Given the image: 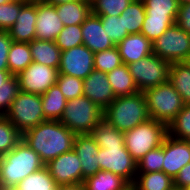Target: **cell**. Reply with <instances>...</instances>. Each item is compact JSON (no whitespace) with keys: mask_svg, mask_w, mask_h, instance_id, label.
<instances>
[{"mask_svg":"<svg viewBox=\"0 0 190 190\" xmlns=\"http://www.w3.org/2000/svg\"><path fill=\"white\" fill-rule=\"evenodd\" d=\"M75 134L58 120H46L22 134V140L46 165L73 149Z\"/></svg>","mask_w":190,"mask_h":190,"instance_id":"obj_1","label":"cell"},{"mask_svg":"<svg viewBox=\"0 0 190 190\" xmlns=\"http://www.w3.org/2000/svg\"><path fill=\"white\" fill-rule=\"evenodd\" d=\"M44 166L39 155L21 140L0 157V189L13 190L28 175Z\"/></svg>","mask_w":190,"mask_h":190,"instance_id":"obj_2","label":"cell"},{"mask_svg":"<svg viewBox=\"0 0 190 190\" xmlns=\"http://www.w3.org/2000/svg\"><path fill=\"white\" fill-rule=\"evenodd\" d=\"M103 118L121 132L131 130L147 121L150 117L143 92L116 97L103 110Z\"/></svg>","mask_w":190,"mask_h":190,"instance_id":"obj_3","label":"cell"},{"mask_svg":"<svg viewBox=\"0 0 190 190\" xmlns=\"http://www.w3.org/2000/svg\"><path fill=\"white\" fill-rule=\"evenodd\" d=\"M167 135L166 124L149 118L124 132V145L133 159L138 162L147 152L162 145Z\"/></svg>","mask_w":190,"mask_h":190,"instance_id":"obj_4","label":"cell"},{"mask_svg":"<svg viewBox=\"0 0 190 190\" xmlns=\"http://www.w3.org/2000/svg\"><path fill=\"white\" fill-rule=\"evenodd\" d=\"M143 94L146 99L149 117L167 126L185 105L181 95L169 81L145 90Z\"/></svg>","mask_w":190,"mask_h":190,"instance_id":"obj_5","label":"cell"},{"mask_svg":"<svg viewBox=\"0 0 190 190\" xmlns=\"http://www.w3.org/2000/svg\"><path fill=\"white\" fill-rule=\"evenodd\" d=\"M103 119V110L83 96L67 101L60 122L75 135L90 134Z\"/></svg>","mask_w":190,"mask_h":190,"instance_id":"obj_6","label":"cell"},{"mask_svg":"<svg viewBox=\"0 0 190 190\" xmlns=\"http://www.w3.org/2000/svg\"><path fill=\"white\" fill-rule=\"evenodd\" d=\"M22 134L46 121L41 95L19 91L4 115Z\"/></svg>","mask_w":190,"mask_h":190,"instance_id":"obj_7","label":"cell"},{"mask_svg":"<svg viewBox=\"0 0 190 190\" xmlns=\"http://www.w3.org/2000/svg\"><path fill=\"white\" fill-rule=\"evenodd\" d=\"M171 63L153 53L128 65L129 72L139 91L143 92L167 83Z\"/></svg>","mask_w":190,"mask_h":190,"instance_id":"obj_8","label":"cell"},{"mask_svg":"<svg viewBox=\"0 0 190 190\" xmlns=\"http://www.w3.org/2000/svg\"><path fill=\"white\" fill-rule=\"evenodd\" d=\"M153 54L170 63L186 61L190 54V34L176 23L152 42Z\"/></svg>","mask_w":190,"mask_h":190,"instance_id":"obj_9","label":"cell"},{"mask_svg":"<svg viewBox=\"0 0 190 190\" xmlns=\"http://www.w3.org/2000/svg\"><path fill=\"white\" fill-rule=\"evenodd\" d=\"M98 162L100 170L110 171L133 184L137 175V162L127 151L125 145L99 148Z\"/></svg>","mask_w":190,"mask_h":190,"instance_id":"obj_10","label":"cell"},{"mask_svg":"<svg viewBox=\"0 0 190 190\" xmlns=\"http://www.w3.org/2000/svg\"><path fill=\"white\" fill-rule=\"evenodd\" d=\"M58 74L57 68L32 62L17 75L19 91L42 95L56 84Z\"/></svg>","mask_w":190,"mask_h":190,"instance_id":"obj_11","label":"cell"},{"mask_svg":"<svg viewBox=\"0 0 190 190\" xmlns=\"http://www.w3.org/2000/svg\"><path fill=\"white\" fill-rule=\"evenodd\" d=\"M94 70V53L85 45L61 51L59 74L85 79Z\"/></svg>","mask_w":190,"mask_h":190,"instance_id":"obj_12","label":"cell"},{"mask_svg":"<svg viewBox=\"0 0 190 190\" xmlns=\"http://www.w3.org/2000/svg\"><path fill=\"white\" fill-rule=\"evenodd\" d=\"M45 166L58 186L82 183V166L74 149L59 155Z\"/></svg>","mask_w":190,"mask_h":190,"instance_id":"obj_13","label":"cell"},{"mask_svg":"<svg viewBox=\"0 0 190 190\" xmlns=\"http://www.w3.org/2000/svg\"><path fill=\"white\" fill-rule=\"evenodd\" d=\"M190 162V141L179 140L167 135L164 139L162 171L173 179L181 168Z\"/></svg>","mask_w":190,"mask_h":190,"instance_id":"obj_14","label":"cell"},{"mask_svg":"<svg viewBox=\"0 0 190 190\" xmlns=\"http://www.w3.org/2000/svg\"><path fill=\"white\" fill-rule=\"evenodd\" d=\"M63 28V22L54 5L45 1L36 2L35 31L37 40L55 41Z\"/></svg>","mask_w":190,"mask_h":190,"instance_id":"obj_15","label":"cell"},{"mask_svg":"<svg viewBox=\"0 0 190 190\" xmlns=\"http://www.w3.org/2000/svg\"><path fill=\"white\" fill-rule=\"evenodd\" d=\"M83 95L104 110L116 98L107 74L93 70L83 80Z\"/></svg>","mask_w":190,"mask_h":190,"instance_id":"obj_16","label":"cell"},{"mask_svg":"<svg viewBox=\"0 0 190 190\" xmlns=\"http://www.w3.org/2000/svg\"><path fill=\"white\" fill-rule=\"evenodd\" d=\"M73 149L77 153L82 166V183L100 171L98 152L99 146L90 134L76 135Z\"/></svg>","mask_w":190,"mask_h":190,"instance_id":"obj_17","label":"cell"},{"mask_svg":"<svg viewBox=\"0 0 190 190\" xmlns=\"http://www.w3.org/2000/svg\"><path fill=\"white\" fill-rule=\"evenodd\" d=\"M83 45L93 53L113 48L115 45L103 29L100 16L91 14L81 24Z\"/></svg>","mask_w":190,"mask_h":190,"instance_id":"obj_18","label":"cell"},{"mask_svg":"<svg viewBox=\"0 0 190 190\" xmlns=\"http://www.w3.org/2000/svg\"><path fill=\"white\" fill-rule=\"evenodd\" d=\"M36 3L26 2L14 25L8 29L9 36L14 42L30 43L36 39Z\"/></svg>","mask_w":190,"mask_h":190,"instance_id":"obj_19","label":"cell"},{"mask_svg":"<svg viewBox=\"0 0 190 190\" xmlns=\"http://www.w3.org/2000/svg\"><path fill=\"white\" fill-rule=\"evenodd\" d=\"M123 64L129 65L153 53L152 42L142 33L127 35L116 45Z\"/></svg>","mask_w":190,"mask_h":190,"instance_id":"obj_20","label":"cell"},{"mask_svg":"<svg viewBox=\"0 0 190 190\" xmlns=\"http://www.w3.org/2000/svg\"><path fill=\"white\" fill-rule=\"evenodd\" d=\"M55 7L64 26L81 25L92 12L91 0H75Z\"/></svg>","mask_w":190,"mask_h":190,"instance_id":"obj_21","label":"cell"},{"mask_svg":"<svg viewBox=\"0 0 190 190\" xmlns=\"http://www.w3.org/2000/svg\"><path fill=\"white\" fill-rule=\"evenodd\" d=\"M33 62L41 63L52 68H59L61 50L55 41L34 39L29 43Z\"/></svg>","mask_w":190,"mask_h":190,"instance_id":"obj_22","label":"cell"},{"mask_svg":"<svg viewBox=\"0 0 190 190\" xmlns=\"http://www.w3.org/2000/svg\"><path fill=\"white\" fill-rule=\"evenodd\" d=\"M42 109L46 120L60 121L63 116L67 99L57 84L51 86L41 95Z\"/></svg>","mask_w":190,"mask_h":190,"instance_id":"obj_23","label":"cell"},{"mask_svg":"<svg viewBox=\"0 0 190 190\" xmlns=\"http://www.w3.org/2000/svg\"><path fill=\"white\" fill-rule=\"evenodd\" d=\"M106 74L115 97L127 96L139 91L129 72L128 65L122 64Z\"/></svg>","mask_w":190,"mask_h":190,"instance_id":"obj_24","label":"cell"},{"mask_svg":"<svg viewBox=\"0 0 190 190\" xmlns=\"http://www.w3.org/2000/svg\"><path fill=\"white\" fill-rule=\"evenodd\" d=\"M168 81L181 95L184 103L190 104V65L185 61L171 63Z\"/></svg>","mask_w":190,"mask_h":190,"instance_id":"obj_25","label":"cell"},{"mask_svg":"<svg viewBox=\"0 0 190 190\" xmlns=\"http://www.w3.org/2000/svg\"><path fill=\"white\" fill-rule=\"evenodd\" d=\"M85 190H124L130 184L110 171H98L83 182Z\"/></svg>","mask_w":190,"mask_h":190,"instance_id":"obj_26","label":"cell"},{"mask_svg":"<svg viewBox=\"0 0 190 190\" xmlns=\"http://www.w3.org/2000/svg\"><path fill=\"white\" fill-rule=\"evenodd\" d=\"M132 185L135 190H172L174 179L163 171L137 173Z\"/></svg>","mask_w":190,"mask_h":190,"instance_id":"obj_27","label":"cell"},{"mask_svg":"<svg viewBox=\"0 0 190 190\" xmlns=\"http://www.w3.org/2000/svg\"><path fill=\"white\" fill-rule=\"evenodd\" d=\"M8 69L12 75H18L32 62V54L29 43L12 41L8 52Z\"/></svg>","mask_w":190,"mask_h":190,"instance_id":"obj_28","label":"cell"},{"mask_svg":"<svg viewBox=\"0 0 190 190\" xmlns=\"http://www.w3.org/2000/svg\"><path fill=\"white\" fill-rule=\"evenodd\" d=\"M90 135L99 148L124 145V132L118 131L104 118L93 128Z\"/></svg>","mask_w":190,"mask_h":190,"instance_id":"obj_29","label":"cell"},{"mask_svg":"<svg viewBox=\"0 0 190 190\" xmlns=\"http://www.w3.org/2000/svg\"><path fill=\"white\" fill-rule=\"evenodd\" d=\"M57 184L46 166L28 175L13 190H56Z\"/></svg>","mask_w":190,"mask_h":190,"instance_id":"obj_30","label":"cell"},{"mask_svg":"<svg viewBox=\"0 0 190 190\" xmlns=\"http://www.w3.org/2000/svg\"><path fill=\"white\" fill-rule=\"evenodd\" d=\"M146 12L142 0H133L121 13L123 16L124 29L128 34L140 33Z\"/></svg>","mask_w":190,"mask_h":190,"instance_id":"obj_31","label":"cell"},{"mask_svg":"<svg viewBox=\"0 0 190 190\" xmlns=\"http://www.w3.org/2000/svg\"><path fill=\"white\" fill-rule=\"evenodd\" d=\"M176 18L148 16L146 14L140 33L153 42L175 23Z\"/></svg>","mask_w":190,"mask_h":190,"instance_id":"obj_32","label":"cell"},{"mask_svg":"<svg viewBox=\"0 0 190 190\" xmlns=\"http://www.w3.org/2000/svg\"><path fill=\"white\" fill-rule=\"evenodd\" d=\"M22 140V133L4 116L0 118V157Z\"/></svg>","mask_w":190,"mask_h":190,"instance_id":"obj_33","label":"cell"},{"mask_svg":"<svg viewBox=\"0 0 190 190\" xmlns=\"http://www.w3.org/2000/svg\"><path fill=\"white\" fill-rule=\"evenodd\" d=\"M168 135L179 140L190 141V104H185L168 125Z\"/></svg>","mask_w":190,"mask_h":190,"instance_id":"obj_34","label":"cell"},{"mask_svg":"<svg viewBox=\"0 0 190 190\" xmlns=\"http://www.w3.org/2000/svg\"><path fill=\"white\" fill-rule=\"evenodd\" d=\"M148 16L177 17L178 0H142Z\"/></svg>","mask_w":190,"mask_h":190,"instance_id":"obj_35","label":"cell"},{"mask_svg":"<svg viewBox=\"0 0 190 190\" xmlns=\"http://www.w3.org/2000/svg\"><path fill=\"white\" fill-rule=\"evenodd\" d=\"M123 64L116 46L94 53V70L108 73Z\"/></svg>","mask_w":190,"mask_h":190,"instance_id":"obj_36","label":"cell"},{"mask_svg":"<svg viewBox=\"0 0 190 190\" xmlns=\"http://www.w3.org/2000/svg\"><path fill=\"white\" fill-rule=\"evenodd\" d=\"M98 16H100L104 31L107 33L115 46L118 45L127 35H129L127 30L124 29L123 16Z\"/></svg>","mask_w":190,"mask_h":190,"instance_id":"obj_37","label":"cell"},{"mask_svg":"<svg viewBox=\"0 0 190 190\" xmlns=\"http://www.w3.org/2000/svg\"><path fill=\"white\" fill-rule=\"evenodd\" d=\"M164 160V141L159 147L147 152L137 162V173H150L162 171Z\"/></svg>","mask_w":190,"mask_h":190,"instance_id":"obj_38","label":"cell"},{"mask_svg":"<svg viewBox=\"0 0 190 190\" xmlns=\"http://www.w3.org/2000/svg\"><path fill=\"white\" fill-rule=\"evenodd\" d=\"M81 25L64 26L55 42L61 51L71 49L83 44Z\"/></svg>","mask_w":190,"mask_h":190,"instance_id":"obj_39","label":"cell"},{"mask_svg":"<svg viewBox=\"0 0 190 190\" xmlns=\"http://www.w3.org/2000/svg\"><path fill=\"white\" fill-rule=\"evenodd\" d=\"M133 0H91L95 15L120 16Z\"/></svg>","mask_w":190,"mask_h":190,"instance_id":"obj_40","label":"cell"},{"mask_svg":"<svg viewBox=\"0 0 190 190\" xmlns=\"http://www.w3.org/2000/svg\"><path fill=\"white\" fill-rule=\"evenodd\" d=\"M56 84L67 100L83 96V79L67 74H58Z\"/></svg>","mask_w":190,"mask_h":190,"instance_id":"obj_41","label":"cell"},{"mask_svg":"<svg viewBox=\"0 0 190 190\" xmlns=\"http://www.w3.org/2000/svg\"><path fill=\"white\" fill-rule=\"evenodd\" d=\"M19 92V81L17 75H12L0 86V114L2 116L8 111L10 104Z\"/></svg>","mask_w":190,"mask_h":190,"instance_id":"obj_42","label":"cell"},{"mask_svg":"<svg viewBox=\"0 0 190 190\" xmlns=\"http://www.w3.org/2000/svg\"><path fill=\"white\" fill-rule=\"evenodd\" d=\"M25 1L7 2L0 5V30L10 29L17 20Z\"/></svg>","mask_w":190,"mask_h":190,"instance_id":"obj_43","label":"cell"},{"mask_svg":"<svg viewBox=\"0 0 190 190\" xmlns=\"http://www.w3.org/2000/svg\"><path fill=\"white\" fill-rule=\"evenodd\" d=\"M12 41L8 31L0 30V70H9L7 57Z\"/></svg>","mask_w":190,"mask_h":190,"instance_id":"obj_44","label":"cell"},{"mask_svg":"<svg viewBox=\"0 0 190 190\" xmlns=\"http://www.w3.org/2000/svg\"><path fill=\"white\" fill-rule=\"evenodd\" d=\"M175 23L185 32L190 34V3L179 4Z\"/></svg>","mask_w":190,"mask_h":190,"instance_id":"obj_45","label":"cell"},{"mask_svg":"<svg viewBox=\"0 0 190 190\" xmlns=\"http://www.w3.org/2000/svg\"><path fill=\"white\" fill-rule=\"evenodd\" d=\"M187 186H190V162L181 168L174 178L175 188L184 189Z\"/></svg>","mask_w":190,"mask_h":190,"instance_id":"obj_46","label":"cell"},{"mask_svg":"<svg viewBox=\"0 0 190 190\" xmlns=\"http://www.w3.org/2000/svg\"><path fill=\"white\" fill-rule=\"evenodd\" d=\"M56 190H85L84 184H67V185H59Z\"/></svg>","mask_w":190,"mask_h":190,"instance_id":"obj_47","label":"cell"},{"mask_svg":"<svg viewBox=\"0 0 190 190\" xmlns=\"http://www.w3.org/2000/svg\"><path fill=\"white\" fill-rule=\"evenodd\" d=\"M12 76L9 70H0V86L4 85V82Z\"/></svg>","mask_w":190,"mask_h":190,"instance_id":"obj_48","label":"cell"},{"mask_svg":"<svg viewBox=\"0 0 190 190\" xmlns=\"http://www.w3.org/2000/svg\"><path fill=\"white\" fill-rule=\"evenodd\" d=\"M75 0H45V2L52 4V5H60V4H64V3H68V2H72Z\"/></svg>","mask_w":190,"mask_h":190,"instance_id":"obj_49","label":"cell"},{"mask_svg":"<svg viewBox=\"0 0 190 190\" xmlns=\"http://www.w3.org/2000/svg\"><path fill=\"white\" fill-rule=\"evenodd\" d=\"M22 1L30 2V3H36V2H43L45 0H22Z\"/></svg>","mask_w":190,"mask_h":190,"instance_id":"obj_50","label":"cell"},{"mask_svg":"<svg viewBox=\"0 0 190 190\" xmlns=\"http://www.w3.org/2000/svg\"><path fill=\"white\" fill-rule=\"evenodd\" d=\"M16 1H21V0H0L1 4H5L7 2H16Z\"/></svg>","mask_w":190,"mask_h":190,"instance_id":"obj_51","label":"cell"},{"mask_svg":"<svg viewBox=\"0 0 190 190\" xmlns=\"http://www.w3.org/2000/svg\"><path fill=\"white\" fill-rule=\"evenodd\" d=\"M179 4L190 3V0H178Z\"/></svg>","mask_w":190,"mask_h":190,"instance_id":"obj_52","label":"cell"},{"mask_svg":"<svg viewBox=\"0 0 190 190\" xmlns=\"http://www.w3.org/2000/svg\"><path fill=\"white\" fill-rule=\"evenodd\" d=\"M124 190H135L134 189V186L132 185V184H130L126 189H124Z\"/></svg>","mask_w":190,"mask_h":190,"instance_id":"obj_53","label":"cell"},{"mask_svg":"<svg viewBox=\"0 0 190 190\" xmlns=\"http://www.w3.org/2000/svg\"><path fill=\"white\" fill-rule=\"evenodd\" d=\"M185 62H187L190 65V54H189L188 59Z\"/></svg>","mask_w":190,"mask_h":190,"instance_id":"obj_54","label":"cell"},{"mask_svg":"<svg viewBox=\"0 0 190 190\" xmlns=\"http://www.w3.org/2000/svg\"><path fill=\"white\" fill-rule=\"evenodd\" d=\"M183 190H190V186L185 187Z\"/></svg>","mask_w":190,"mask_h":190,"instance_id":"obj_55","label":"cell"},{"mask_svg":"<svg viewBox=\"0 0 190 190\" xmlns=\"http://www.w3.org/2000/svg\"><path fill=\"white\" fill-rule=\"evenodd\" d=\"M172 190H183V189H179V188H175V187H174Z\"/></svg>","mask_w":190,"mask_h":190,"instance_id":"obj_56","label":"cell"}]
</instances>
